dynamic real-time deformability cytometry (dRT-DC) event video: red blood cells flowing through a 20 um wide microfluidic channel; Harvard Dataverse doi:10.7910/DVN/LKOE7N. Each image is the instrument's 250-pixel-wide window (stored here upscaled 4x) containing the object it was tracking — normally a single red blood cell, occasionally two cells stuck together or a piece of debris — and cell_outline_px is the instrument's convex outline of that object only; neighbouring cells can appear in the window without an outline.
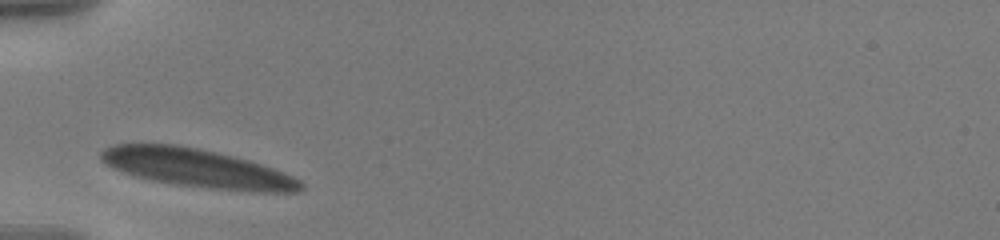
{"species": "human", "species_latin": "Homo sapiens", "temperature_condition": "warm", "stored_images_in_passage": 30, "camera_frame_rate_fps": 3000, "um_per_image_px": 0.085, "donor": {"sex": "male"}, "frame": {"image": 1, "passage_image": 1, "time_ms": 0.0, "image_size_px": [1000, 240], "cell_outline_px": [[304, 188], [300, 192], [256, 192], [208, 188], [176, 184], [152, 180], [136, 176], [112, 168], [100, 160], [100, 152], [104, 148], [116, 144], [176, 144], [200, 148], [248, 160], [284, 172], [300, 180], [304, 184]], "centroid_in_image_um": [16.77, 14.3], "position_along_channel_um": 68.2, "area_um2": 44.68}}
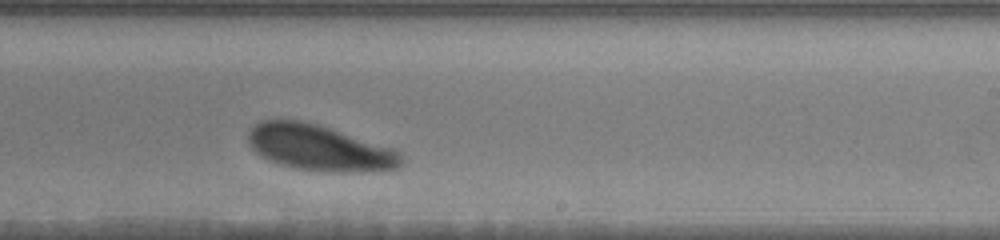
{"frame": {"image": 2, "passage_image": 18, "time_ms": 5.667, "image_size_px": [1000, 240], "cell_outline_px": [[404, 164], [400, 168], [352, 172], [328, 172], [296, 168], [280, 164], [268, 160], [256, 152], [252, 148], [248, 140], [248, 132], [260, 120], [300, 120], [316, 124], [392, 148], [400, 152], [404, 160]], "centroid_in_image_um": [27.16, 12.58], "position_along_channel_um": 261.8, "area_um2": 40.58}}
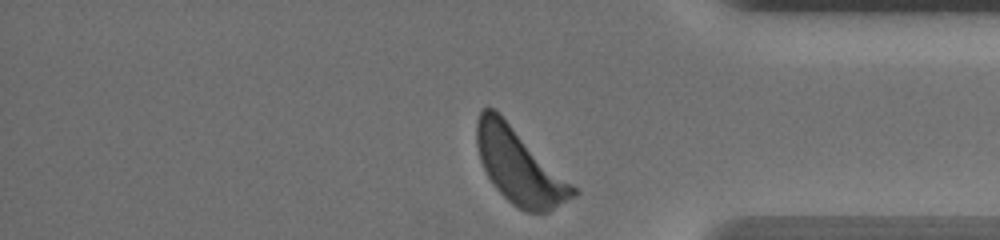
{"frame": {"image": 3, "passage_image": 30, "time_ms": 9.667, "image_size_px": [1000, 240], "cell_outline_px": [[580, 192], [576, 196], [548, 212], [528, 212], [512, 204], [496, 188], [488, 176], [480, 160], [476, 144], [476, 124], [480, 112], [484, 108], [496, 108]], "centroid_in_image_um": [44.13, 14.11], "position_along_channel_um": 391.1, "area_um2": 41.85}, "authors_computed_cell_mechanics": {"area_um2": 43.35, "velocity_mm_per_s": 3.4685, "shape_relaxation_time_tau1_ms": 3.3737, "shape_relaxation_time_tau2_ms": null, "deformation_change_tau1": 0.1389, "deformation_change_tau2": null}}